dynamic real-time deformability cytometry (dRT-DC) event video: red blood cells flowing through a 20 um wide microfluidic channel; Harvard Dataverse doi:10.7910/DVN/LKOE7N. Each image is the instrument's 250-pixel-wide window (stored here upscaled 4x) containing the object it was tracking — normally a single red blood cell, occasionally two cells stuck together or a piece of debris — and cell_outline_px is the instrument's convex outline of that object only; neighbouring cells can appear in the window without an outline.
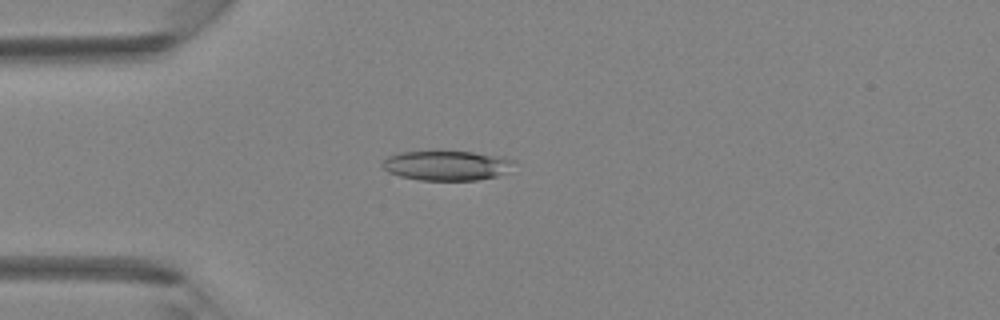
{"species": "Egyptian fruit bat (a non-hibernating species)", "species_latin": "Rousettus aegyptiacus", "temperature_condition": "room temperature", "stored_images_in_passage": 38, "camera_frame_rate_fps": 3000, "um_per_image_px": 0.085, "animal": {"sex": "female"}, "frame": {"image": 1, "passage_image": 6, "time_ms": 1.667, "image_size_px": [1000, 320], "cell_outline_px": [[516, 160], [508, 172], [496, 176], [476, 180], [420, 180], [400, 176], [388, 172], [380, 164], [388, 156], [400, 152], [436, 148], [440, 148], [504, 156]], "centroid_in_image_um": [37.96, 14.01], "position_along_channel_um": 47.0, "area_um2": 23.87}}
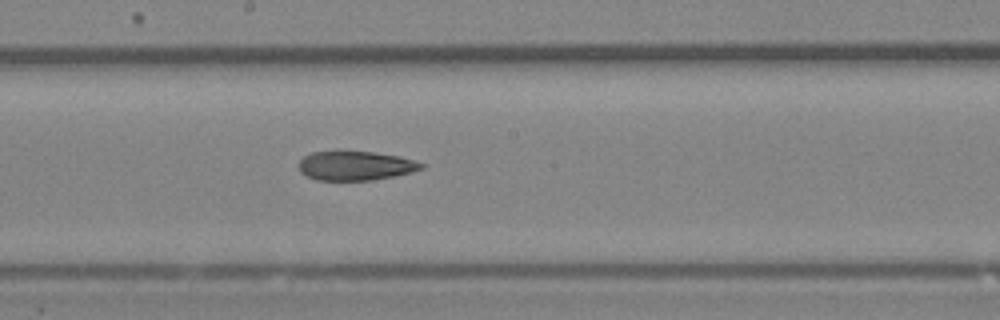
{"frame": {"image": 2, "passage_image": 18, "time_ms": 5.667, "image_size_px": [1000, 320], "cell_outline_px": [[428, 164], [424, 168], [412, 172], [372, 180], [316, 180], [304, 176], [300, 172], [300, 160], [304, 156], [312, 152], [372, 152], [400, 156]], "centroid_in_image_um": [30.25, 14.1], "position_along_channel_um": 218.0, "area_um2": 20.81}}
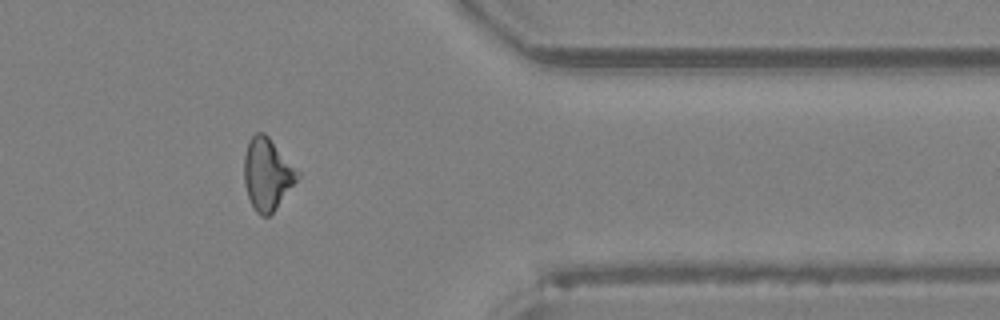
{"frame": {"image": 3, "passage_image": 30, "time_ms": 9.667, "image_size_px": [1000, 320], "cell_outline_px": [[300, 176], [272, 212], [268, 216], [260, 216], [256, 212], [248, 196], [244, 184], [244, 156], [248, 140], [256, 132], [264, 132], [268, 136], [300, 172]], "centroid_in_image_um": [22.7, 14.77], "position_along_channel_um": 388.7, "area_um2": 22.14}}